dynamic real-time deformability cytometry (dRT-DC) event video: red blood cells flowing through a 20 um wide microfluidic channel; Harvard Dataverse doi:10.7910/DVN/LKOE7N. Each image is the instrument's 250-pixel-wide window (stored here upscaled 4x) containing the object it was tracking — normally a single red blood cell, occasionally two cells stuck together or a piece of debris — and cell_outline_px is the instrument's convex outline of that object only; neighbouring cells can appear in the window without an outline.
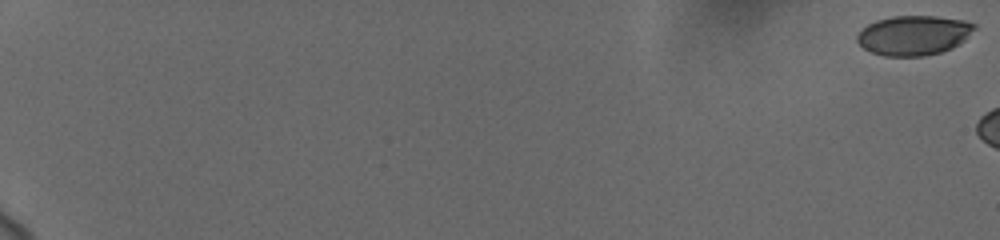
{"species": "human", "species_latin": "Homo sapiens", "temperature_condition": "cold", "stored_images_in_passage": 9, "camera_frame_rate_fps": 3000, "um_per_image_px": 0.085, "donor": {"sex": "female"}, "frame": {"image": 1, "passage_image": 1, "time_ms": 0.0, "image_size_px": [1000, 240], "cell_outline_px": [[976, 28], [960, 44], [952, 48], [940, 52], [924, 56], [884, 56], [872, 52], [864, 48], [856, 40], [856, 36], [868, 24], [876, 20], [892, 16], [936, 16], [964, 20], [976, 24]], "centroid_in_image_um": [77.68, 3.0], "position_along_channel_um": 7.3, "area_um2": 27.11}}